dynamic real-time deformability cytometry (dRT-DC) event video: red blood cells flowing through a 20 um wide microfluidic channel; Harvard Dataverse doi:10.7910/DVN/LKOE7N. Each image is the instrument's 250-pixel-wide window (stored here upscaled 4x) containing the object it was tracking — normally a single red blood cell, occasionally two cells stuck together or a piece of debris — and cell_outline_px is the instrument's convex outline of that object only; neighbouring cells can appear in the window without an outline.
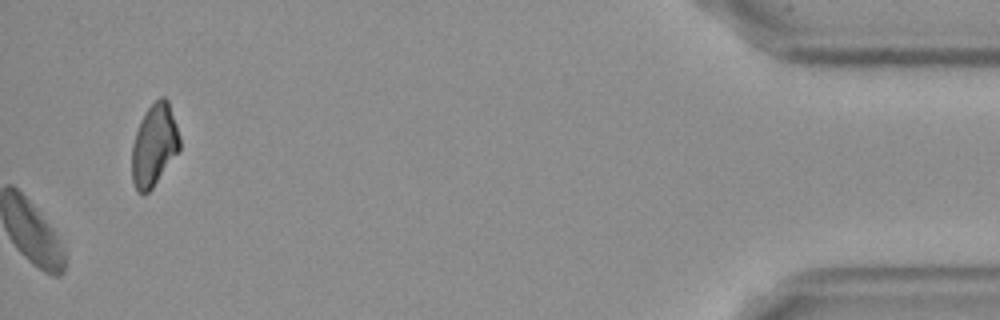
{"species": "Egyptian fruit bat (a non-hibernating species)", "species_latin": "Rousettus aegyptiacus", "temperature_condition": "cold", "stored_images_in_passage": 52, "camera_frame_rate_fps": 3000, "um_per_image_px": 0.085, "frame": {"image": 1, "passage_image": 52, "time_ms": 17.0, "image_size_px": [1000, 320], "cell_outline_px": [[180, 152], [152, 188], [148, 192], [140, 192], [136, 188], [132, 180], [132, 144], [140, 120], [148, 108], [160, 96], [164, 96], [168, 100], [180, 136]], "centroid_in_image_um": [13.13, 12.33], "position_along_channel_um": 422.1, "area_um2": 22.89}, "authors_computed_cell_mechanics": {"area_um2": 25.2297, "velocity_mm_per_s": 3.5834, "shape_relaxation_time_tau1_ms": 7.2224, "shape_relaxation_time_tau2_ms": 5.8079, "deformation_change_tau1": 0.1463, "deformation_change_tau2": 0.1256}}